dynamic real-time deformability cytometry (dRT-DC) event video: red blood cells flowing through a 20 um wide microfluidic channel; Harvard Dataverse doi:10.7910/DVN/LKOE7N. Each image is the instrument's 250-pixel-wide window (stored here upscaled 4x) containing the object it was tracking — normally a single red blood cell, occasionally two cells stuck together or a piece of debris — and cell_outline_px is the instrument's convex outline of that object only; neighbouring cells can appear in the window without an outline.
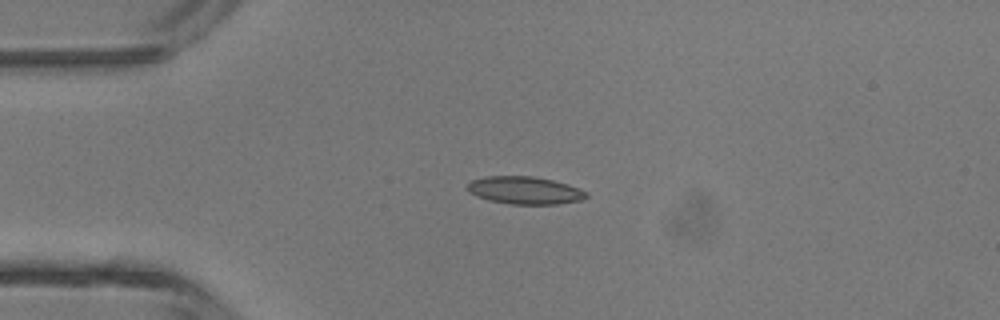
{"species": "common noctule bat (a hibernating species)", "species_latin": "Nyctalus noctula", "temperature_condition": "room temperature", "stored_images_in_passage": 5, "camera_frame_rate_fps": 3000, "um_per_image_px": 0.085, "animal": {"sex": "male", "body_mass_g": 13.3}, "frame": {"image": 1, "passage_image": 3, "time_ms": 0.667, "image_size_px": [1000, 320], "cell_outline_px": [[588, 196], [580, 200], [556, 204], [512, 204], [488, 200], [476, 196], [468, 192], [468, 180], [484, 176], [532, 176], [552, 180], [568, 184], [580, 188], [588, 192]], "centroid_in_image_um": [44.58, 16.17], "position_along_channel_um": 40.4, "area_um2": 19.25}}
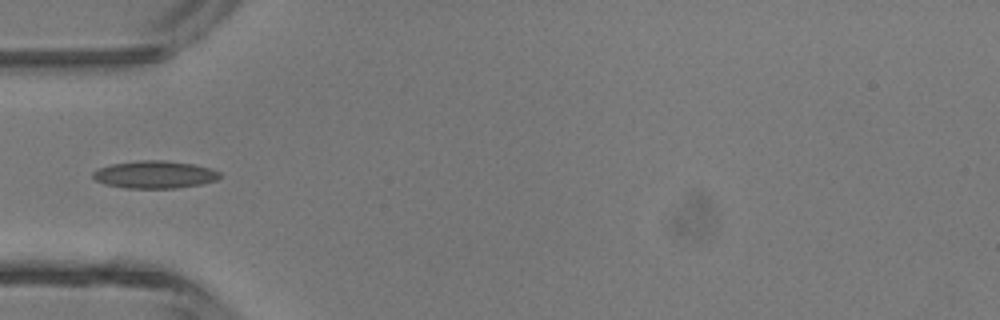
{"frame": {"image": 2, "passage_image": 4, "time_ms": 1.0, "image_size_px": [1000, 320], "cell_outline_px": [[220, 176], [216, 180], [200, 184], [176, 188], [124, 188], [104, 184], [96, 180], [92, 176], [92, 172], [100, 168], [112, 164], [140, 160], [164, 160], [196, 164], [212, 168], [220, 172]], "centroid_in_image_um": [13.16, 14.83], "position_along_channel_um": 71.8, "area_um2": 20.4}}
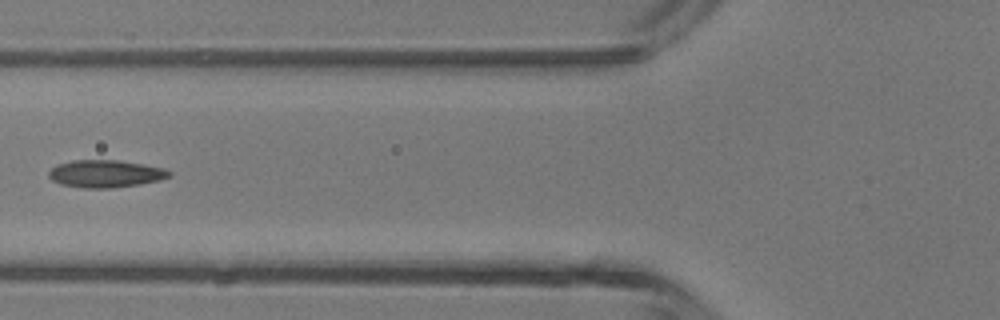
{"frame": {"image": 3, "passage_image": 5, "time_ms": 1.333, "image_size_px": [1000, 320], "cell_outline_px": [[172, 176], [160, 180], [140, 184], [112, 188], [80, 188], [60, 184], [52, 180], [48, 176], [48, 172], [56, 164], [72, 160], [116, 160], [164, 168], [172, 172]], "centroid_in_image_um": [8.95, 14.77], "position_along_channel_um": 116.9, "area_um2": 19.36}}